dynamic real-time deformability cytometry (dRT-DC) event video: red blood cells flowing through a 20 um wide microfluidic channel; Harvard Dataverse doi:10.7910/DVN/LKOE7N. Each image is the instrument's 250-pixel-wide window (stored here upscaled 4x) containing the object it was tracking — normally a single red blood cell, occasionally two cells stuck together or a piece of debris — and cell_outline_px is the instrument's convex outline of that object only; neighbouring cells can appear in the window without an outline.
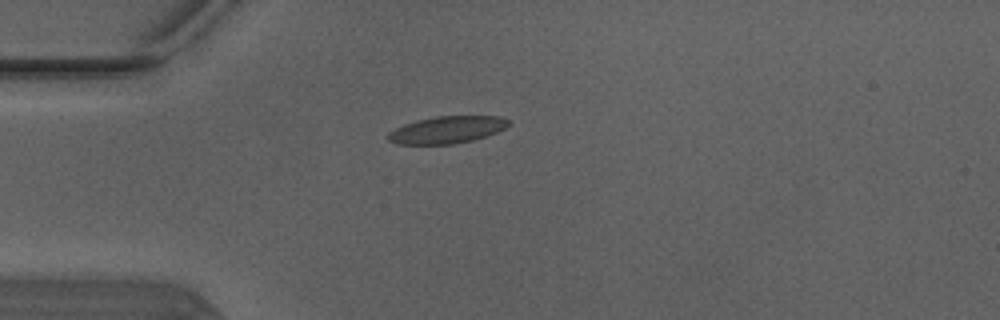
{"species": "Egyptian fruit bat (a non-hibernating species)", "species_latin": "Rousettus aegyptiacus", "temperature_condition": "warm", "stored_images_in_passage": 2, "camera_frame_rate_fps": 3000, "um_per_image_px": 0.085, "animal": {"sex": "male"}, "frame": {"image": 1, "passage_image": 1, "time_ms": 0.0, "image_size_px": [1000, 320], "cell_outline_px": [[508, 124], [504, 128], [496, 132], [472, 140], [452, 144], [396, 144], [388, 140], [388, 132], [404, 124], [416, 120], [436, 116], [500, 116], [508, 120]], "centroid_in_image_um": [37.95, 11.03], "position_along_channel_um": 47.1, "area_um2": 18.84}}